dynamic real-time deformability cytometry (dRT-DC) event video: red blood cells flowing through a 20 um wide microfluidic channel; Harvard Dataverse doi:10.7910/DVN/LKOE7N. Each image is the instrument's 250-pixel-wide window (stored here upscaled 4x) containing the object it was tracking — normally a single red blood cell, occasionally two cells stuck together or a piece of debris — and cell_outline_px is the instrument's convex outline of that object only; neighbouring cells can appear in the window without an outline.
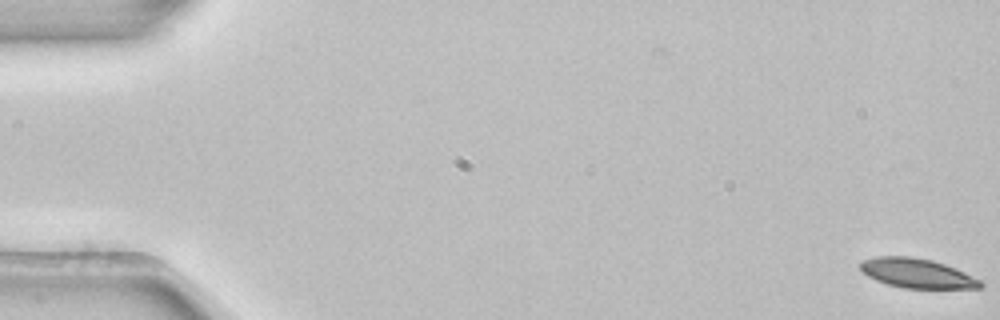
{"species": "common noctule bat (a hibernating species)", "species_latin": "Nyctalus noctula", "temperature_condition": "room temperature", "stored_images_in_passage": 5, "segment_of_instrument_passage": [2, 2], "camera_frame_rate_fps": 3000, "um_per_image_px": 0.085, "animal": {"sex": "female", "body_mass_g": 22.7, "forearm_length_mm": 54.2}, "frame": {"image": 1, "passage_image": 5, "time_ms": 1.333, "image_size_px": [1000, 320], "cell_outline_px": [[984, 284], [980, 288], [904, 288], [888, 284], [876, 280], [868, 276], [860, 268], [860, 260], [876, 256], [912, 256], [932, 260], [956, 268], [980, 280]], "centroid_in_image_um": [77.93, 23.21], "position_along_channel_um": 7.1, "area_um2": 20.58}}